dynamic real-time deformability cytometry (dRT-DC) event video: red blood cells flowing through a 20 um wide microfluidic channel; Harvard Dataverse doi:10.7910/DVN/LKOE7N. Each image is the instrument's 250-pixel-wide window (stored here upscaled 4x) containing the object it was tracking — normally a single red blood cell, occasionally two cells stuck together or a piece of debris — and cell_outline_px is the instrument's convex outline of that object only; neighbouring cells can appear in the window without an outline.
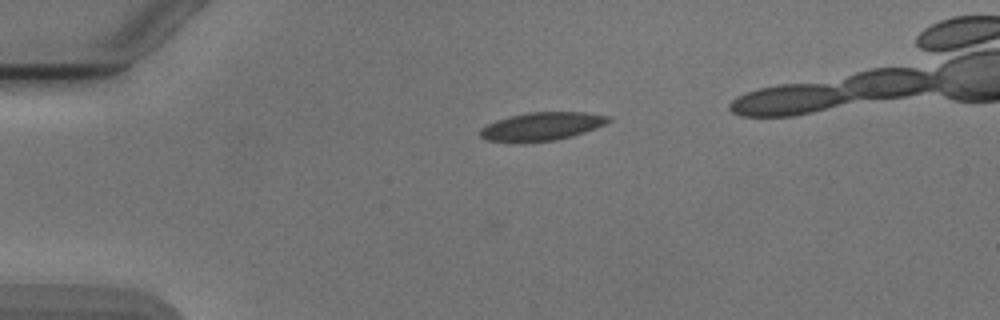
{"species": "Egyptian fruit bat (a non-hibernating species)", "species_latin": "Rousettus aegyptiacus", "temperature_condition": "cold", "stored_images_in_passage": 6, "camera_frame_rate_fps": 3000, "um_per_image_px": 0.085, "animal": {"sex": "male"}, "frame": {"image": 1, "passage_image": 4, "time_ms": 3.667, "image_size_px": [1000, 320], "cell_outline_px": [[612, 120], [596, 128], [572, 136], [556, 140], [524, 144], [484, 140], [480, 136], [480, 128], [496, 120], [508, 116], [528, 112], [584, 112], [612, 116]], "centroid_in_image_um": [46.02, 10.76], "position_along_channel_um": 39.0, "area_um2": 21.62}}
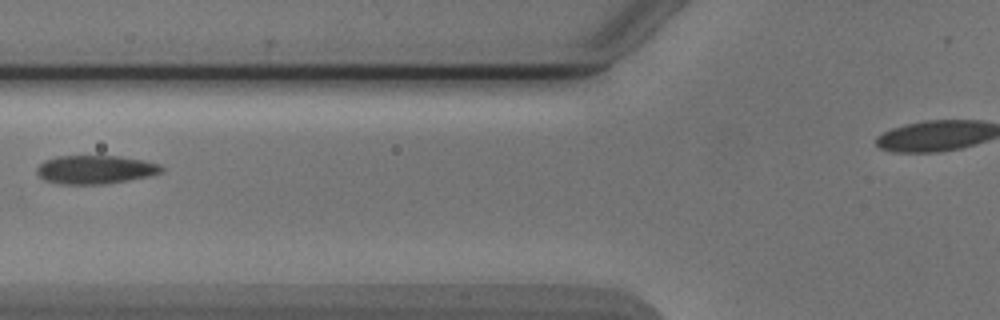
{"frame": {"image": 2, "passage_image": 6, "time_ms": 6.667, "image_size_px": [1000, 320], "cell_outline_px": [[164, 172], [152, 176], [104, 184], [60, 184], [44, 180], [36, 172], [36, 168], [44, 160], [56, 156], [120, 156], [144, 160], [160, 164], [164, 168]], "centroid_in_image_um": [8.13, 14.41], "position_along_channel_um": 117.7, "area_um2": 20.98}}